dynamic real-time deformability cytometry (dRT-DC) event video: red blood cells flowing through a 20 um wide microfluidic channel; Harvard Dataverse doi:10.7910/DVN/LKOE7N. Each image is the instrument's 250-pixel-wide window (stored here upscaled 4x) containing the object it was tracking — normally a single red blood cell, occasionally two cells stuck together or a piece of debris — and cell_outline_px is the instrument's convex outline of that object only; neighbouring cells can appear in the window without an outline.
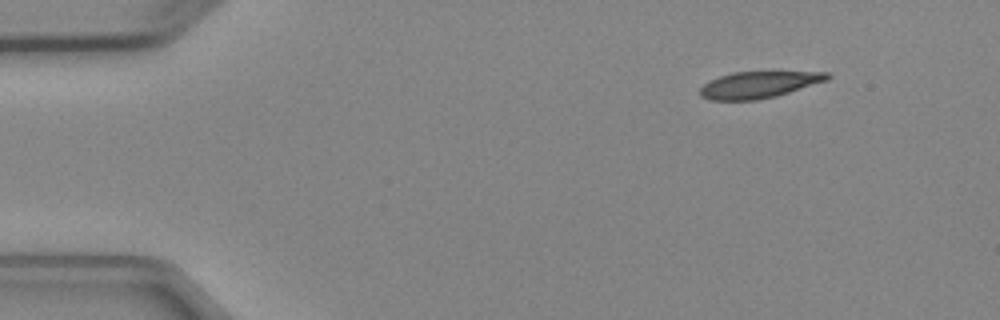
{"species": "Egyptian fruit bat (a non-hibernating species)", "species_latin": "Rousettus aegyptiacus", "temperature_condition": "cold", "stored_images_in_passage": 5, "camera_frame_rate_fps": 3000, "um_per_image_px": 0.085, "animal": {"sex": "female"}, "frame": {"image": 1, "passage_image": 1, "time_ms": 0.0, "image_size_px": [1000, 320], "cell_outline_px": [[832, 76], [828, 80], [776, 96], [756, 100], [712, 100], [700, 96], [700, 88], [704, 84], [720, 76], [732, 72], [828, 72]], "centroid_in_image_um": [64.51, 7.2], "position_along_channel_um": 20.5, "area_um2": 19.54}}
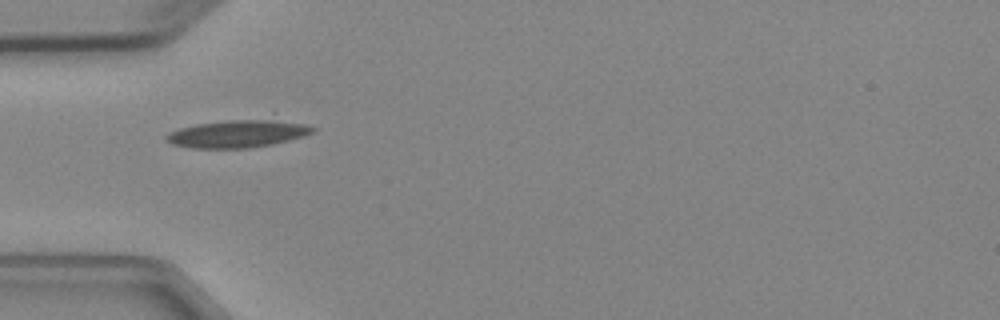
{"frame": {"image": 2, "passage_image": 4, "time_ms": 3.333, "image_size_px": [1000, 320], "cell_outline_px": [[316, 128], [312, 132], [304, 136], [272, 144], [248, 148], [188, 148], [172, 144], [164, 136], [168, 132], [180, 128], [196, 124], [228, 120], [268, 120], [304, 124]], "centroid_in_image_um": [20.14, 11.38], "position_along_channel_um": 64.9, "area_um2": 23.06}}